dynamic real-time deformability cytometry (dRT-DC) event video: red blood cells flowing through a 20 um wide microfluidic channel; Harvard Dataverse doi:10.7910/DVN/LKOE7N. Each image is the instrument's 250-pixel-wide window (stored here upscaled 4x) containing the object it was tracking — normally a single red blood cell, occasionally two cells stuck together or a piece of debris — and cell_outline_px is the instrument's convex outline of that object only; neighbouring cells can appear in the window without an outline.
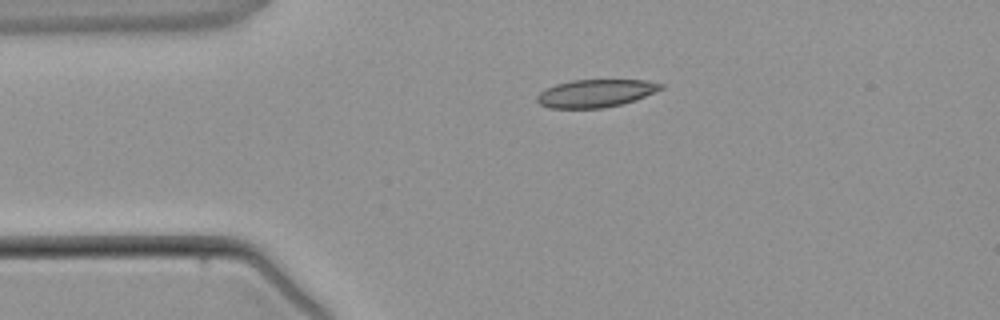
{"species": "common noctule bat (a hibernating species)", "species_latin": "Nyctalus noctula", "temperature_condition": "warm", "stored_images_in_passage": 2, "camera_frame_rate_fps": 3000, "um_per_image_px": 0.085, "animal": {"sex": "male", "body_mass_g": 21.5, "forearm_length_mm": 52.0}, "frame": {"image": 1, "passage_image": 1, "time_ms": 0.0, "image_size_px": [1000, 320], "cell_outline_px": [[664, 88], [636, 100], [604, 108], [548, 108], [540, 104], [536, 100], [536, 96], [544, 88], [556, 84], [572, 80], [648, 80], [664, 84]], "centroid_in_image_um": [50.62, 7.92], "position_along_channel_um": 34.4, "area_um2": 20.17}}
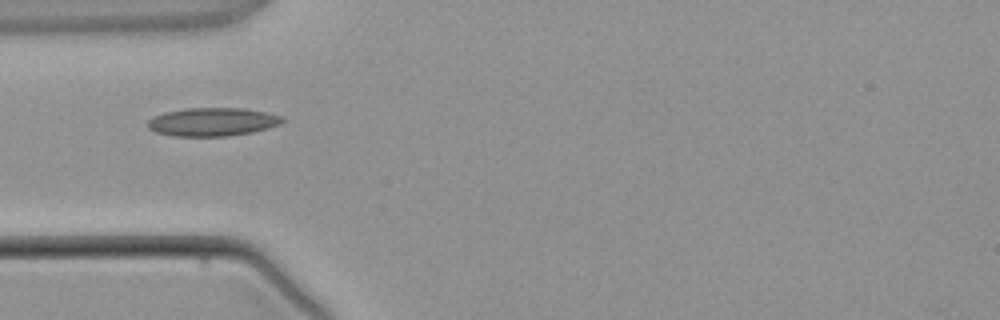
{"frame": {"image": 2, "passage_image": 2, "time_ms": 1.333, "image_size_px": [1000, 320], "cell_outline_px": [[284, 120], [280, 124], [268, 128], [252, 132], [228, 136], [172, 136], [156, 132], [148, 128], [148, 120], [152, 116], [164, 112], [184, 108], [244, 108], [284, 116]], "centroid_in_image_um": [18.04, 10.35], "position_along_channel_um": 67.0, "area_um2": 22.37}}